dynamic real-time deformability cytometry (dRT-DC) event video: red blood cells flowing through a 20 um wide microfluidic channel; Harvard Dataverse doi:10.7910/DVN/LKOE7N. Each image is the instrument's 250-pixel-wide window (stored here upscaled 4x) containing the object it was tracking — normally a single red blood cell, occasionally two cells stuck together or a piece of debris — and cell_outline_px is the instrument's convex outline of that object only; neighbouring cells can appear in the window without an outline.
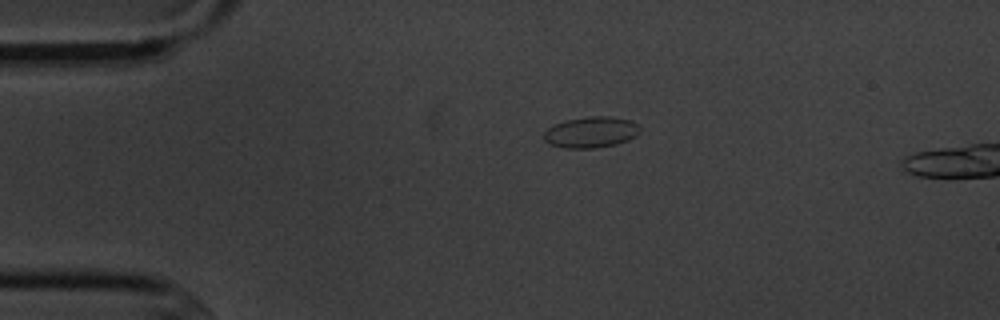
{"species": "common noctule bat (a hibernating species)", "species_latin": "Nyctalus noctula", "temperature_condition": "cold", "stored_images_in_passage": 3, "camera_frame_rate_fps": 3000, "um_per_image_px": 0.085, "animal": {"sex": "male", "body_mass_g": 20.1, "forearm_length_mm": 53.5}, "frame": {"image": 1, "passage_image": 1, "time_ms": 0.0, "image_size_px": [1000, 320], "cell_outline_px": [[640, 132], [636, 136], [628, 140], [616, 144], [592, 148], [564, 148], [552, 144], [544, 140], [544, 132], [548, 128], [564, 120], [588, 116], [612, 116], [632, 120], [640, 124]], "centroid_in_image_um": [50.29, 11.22], "position_along_channel_um": 34.7, "area_um2": 17.51}}